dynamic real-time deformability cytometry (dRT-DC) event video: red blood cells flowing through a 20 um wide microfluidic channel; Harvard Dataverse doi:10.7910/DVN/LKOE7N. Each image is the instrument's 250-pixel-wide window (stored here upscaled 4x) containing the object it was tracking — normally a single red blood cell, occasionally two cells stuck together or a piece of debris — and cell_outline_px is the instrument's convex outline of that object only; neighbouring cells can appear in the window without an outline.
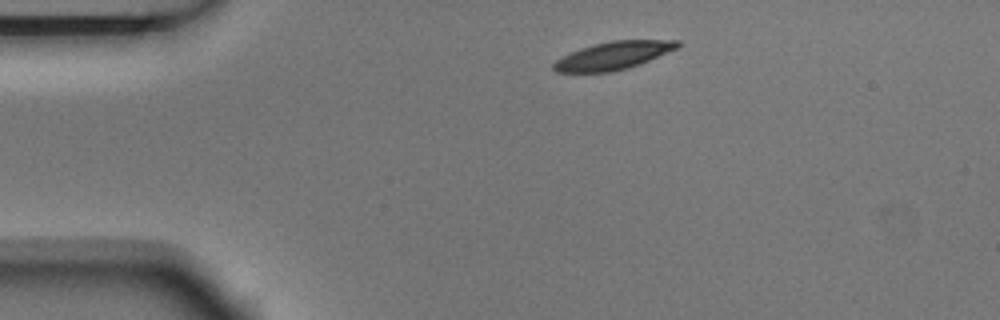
{"species": "Egyptian fruit bat (a non-hibernating species)", "species_latin": "Rousettus aegyptiacus", "temperature_condition": "room temperature", "stored_images_in_passage": 3, "camera_frame_rate_fps": 3000, "um_per_image_px": 0.085, "animal": {"sex": "male"}, "frame": {"image": 1, "passage_image": 1, "time_ms": 0.0, "image_size_px": [1000, 320], "cell_outline_px": [[680, 44], [676, 48], [648, 60], [628, 68], [608, 72], [556, 72], [552, 68], [552, 64], [560, 56], [580, 48], [592, 44], [612, 40], [680, 40]], "centroid_in_image_um": [52.05, 4.72], "position_along_channel_um": 32.9, "area_um2": 20.0}}
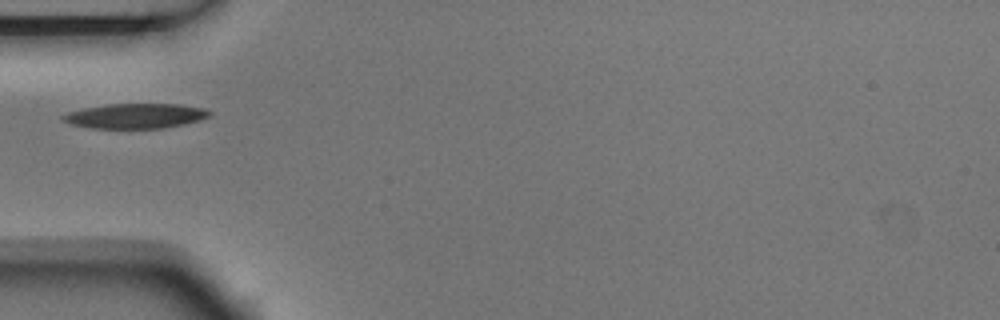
{"frame": {"image": 2, "passage_image": 3, "time_ms": 0.667, "image_size_px": [1000, 320], "cell_outline_px": [[212, 112], [208, 116], [184, 124], [164, 128], [88, 128], [72, 124], [60, 120], [60, 116], [68, 112], [84, 108], [108, 104], [180, 104], [204, 108]], "centroid_in_image_um": [11.46, 9.85], "position_along_channel_um": 73.5, "area_um2": 21.21}}